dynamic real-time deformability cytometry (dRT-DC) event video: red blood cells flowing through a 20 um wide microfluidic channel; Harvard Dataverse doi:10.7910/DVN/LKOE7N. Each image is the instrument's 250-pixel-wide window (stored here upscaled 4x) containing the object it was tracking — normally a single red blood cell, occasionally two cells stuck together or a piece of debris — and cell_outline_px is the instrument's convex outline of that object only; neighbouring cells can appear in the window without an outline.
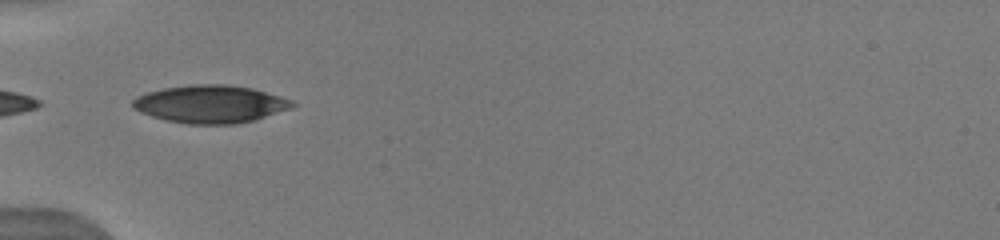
{"species": "human", "species_latin": "Homo sapiens", "temperature_condition": "warm", "stored_images_in_passage": 47, "camera_frame_rate_fps": 3000, "um_per_image_px": 0.085, "donor": {"sex": "male"}, "frame": {"image": 1, "passage_image": 1, "time_ms": 0.0, "image_size_px": [1000, 240], "cell_outline_px": [[296, 104], [292, 108], [256, 120], [236, 124], [188, 124], [168, 120], [152, 116], [140, 112], [132, 108], [132, 100], [136, 96], [148, 92], [164, 88], [188, 84], [224, 84], [252, 88], [280, 96], [292, 100]], "centroid_in_image_um": [17.89, 8.84], "position_along_channel_um": 67.1, "area_um2": 35.26}}
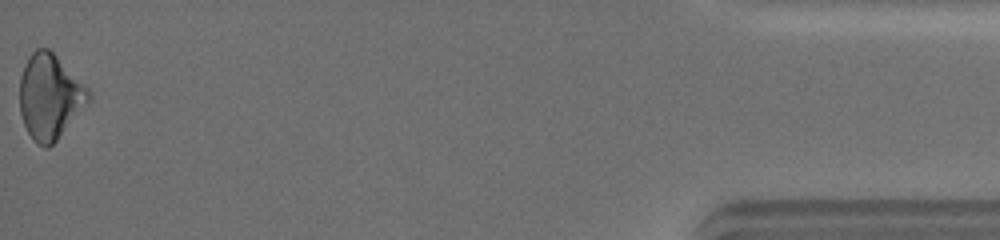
{"frame": {"image": 2, "passage_image": 47, "time_ms": 11.0, "image_size_px": [1000, 240], "cell_outline_px": [[92, 100], [56, 140], [48, 148], [44, 148], [36, 144], [28, 132], [24, 124], [20, 112], [20, 76], [24, 64], [28, 56], [36, 48], [48, 48], [92, 92]], "centroid_in_image_um": [4.24, 8.22], "position_along_channel_um": 431.0, "area_um2": 34.16}, "authors_computed_cell_mechanics": {"area_um2": 33.813, "velocity_mm_per_s": 4.0581, "shape_relaxation_time_tau1_ms": 4.2154, "shape_relaxation_time_tau2_ms": null, "deformation_change_tau1": 0.0953, "deformation_change_tau2": null}}